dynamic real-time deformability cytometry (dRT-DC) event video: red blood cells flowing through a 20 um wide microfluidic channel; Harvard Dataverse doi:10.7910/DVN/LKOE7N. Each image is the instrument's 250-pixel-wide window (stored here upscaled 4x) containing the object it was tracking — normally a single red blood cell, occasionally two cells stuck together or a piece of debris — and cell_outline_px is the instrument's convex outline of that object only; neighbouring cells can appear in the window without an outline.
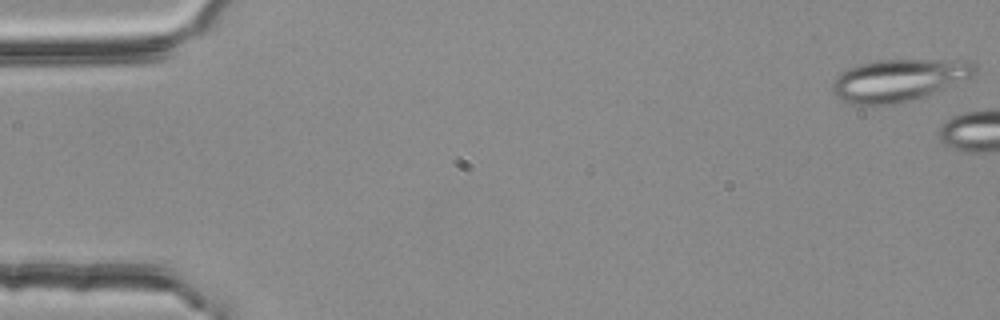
{"species": "common noctule bat (a hibernating species)", "species_latin": "Nyctalus noctula", "temperature_condition": "room temperature", "stored_images_in_passage": 5, "camera_frame_rate_fps": 3000, "um_per_image_px": 0.085, "animal": {"sex": "female", "body_mass_g": 25.1}, "frame": {"image": 1, "passage_image": 1, "time_ms": 0.0, "image_size_px": [1000, 320], "cell_outline_px": [[976, 72], [972, 76], [944, 88], [924, 96], [912, 100], [896, 104], [852, 104], [844, 100], [832, 92], [832, 80], [836, 76], [848, 68], [860, 64], [876, 60], [972, 60], [976, 64]], "centroid_in_image_um": [76.39, 6.8], "position_along_channel_um": 8.6, "area_um2": 34.8}}